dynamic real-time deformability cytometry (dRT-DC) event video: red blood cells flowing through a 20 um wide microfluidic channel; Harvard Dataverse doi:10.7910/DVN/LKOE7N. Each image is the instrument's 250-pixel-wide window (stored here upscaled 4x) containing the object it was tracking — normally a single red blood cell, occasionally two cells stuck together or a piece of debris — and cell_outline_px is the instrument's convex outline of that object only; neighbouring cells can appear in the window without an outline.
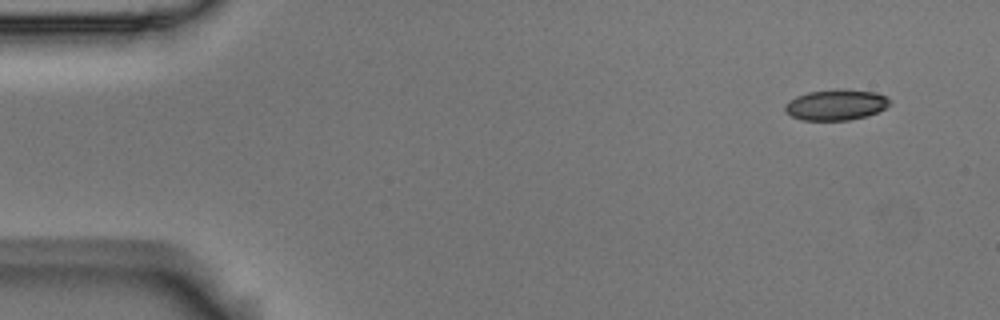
{"species": "Egyptian fruit bat (a non-hibernating species)", "species_latin": "Rousettus aegyptiacus", "temperature_condition": "room temperature", "stored_images_in_passage": 8, "camera_frame_rate_fps": 3000, "um_per_image_px": 0.085, "animal": {"sex": "male"}, "frame": {"image": 1, "passage_image": 1, "time_ms": 0.0, "image_size_px": [1000, 320], "cell_outline_px": [[888, 104], [884, 108], [868, 116], [848, 120], [800, 120], [784, 112], [784, 104], [788, 100], [796, 96], [808, 92], [836, 88], [844, 88], [876, 92], [884, 96], [888, 100]], "centroid_in_image_um": [70.99, 8.89], "position_along_channel_um": 14.0, "area_um2": 18.96}}
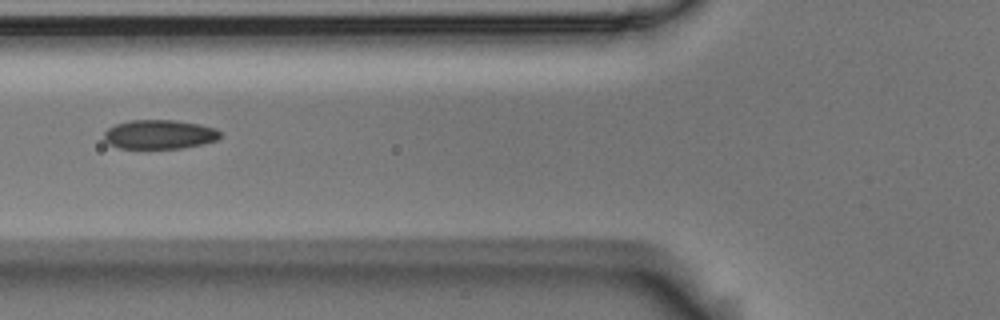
{"frame": {"image": 2, "passage_image": 6, "time_ms": 1.667, "image_size_px": [1000, 320], "cell_outline_px": [[220, 136], [216, 140], [200, 144], [180, 148], [120, 148], [108, 144], [104, 140], [104, 132], [108, 128], [116, 124], [128, 120], [176, 120], [200, 124], [216, 128], [220, 132]], "centroid_in_image_um": [13.52, 11.41], "position_along_channel_um": 112.3, "area_um2": 19.71}}
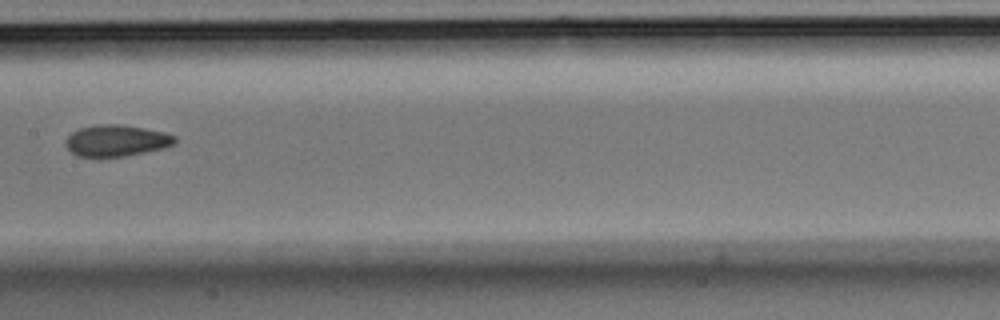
{"frame": {"image": 3, "passage_image": 8, "time_ms": 2.333, "image_size_px": [1000, 320], "cell_outline_px": [[176, 144], [164, 148], [124, 156], [100, 160], [96, 160], [76, 156], [64, 144], [68, 136], [72, 132], [80, 128], [104, 124], [120, 124], [144, 128], [164, 132], [176, 136]], "centroid_in_image_um": [9.86, 12.0], "position_along_channel_um": 197.5, "area_um2": 20.58}}